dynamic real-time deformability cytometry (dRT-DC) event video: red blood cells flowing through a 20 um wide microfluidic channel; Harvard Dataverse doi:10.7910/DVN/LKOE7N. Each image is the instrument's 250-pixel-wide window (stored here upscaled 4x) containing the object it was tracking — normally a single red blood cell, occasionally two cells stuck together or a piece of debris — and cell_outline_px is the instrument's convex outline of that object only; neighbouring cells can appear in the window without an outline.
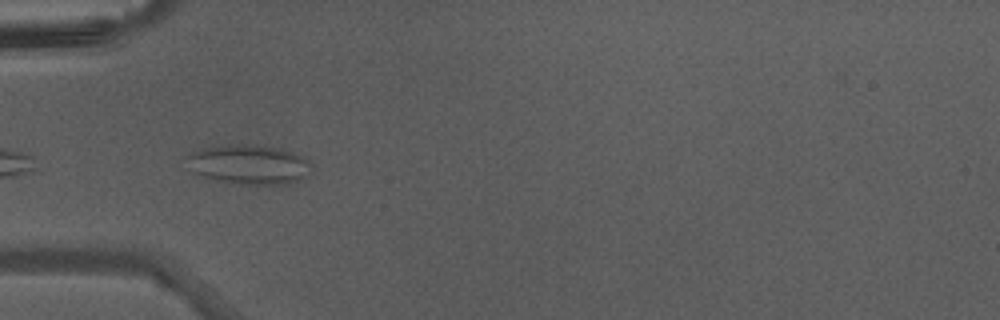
{"species": "Egyptian fruit bat (a non-hibernating species)", "species_latin": "Rousettus aegyptiacus", "temperature_condition": "warm", "stored_images_in_passage": 19, "camera_frame_rate_fps": 3000, "um_per_image_px": 0.085, "animal": {"sex": "male"}, "frame": {"image": 1, "passage_image": 1, "time_ms": 0.0, "image_size_px": [1000, 320], "cell_outline_px": [[308, 164], [304, 176], [300, 180], [292, 184], [240, 184], [216, 180], [192, 172], [184, 156], [192, 152], [204, 148], [228, 144], [252, 144], [292, 152], [304, 156], [308, 160]], "centroid_in_image_um": [21.09, 13.98], "position_along_channel_um": 63.9, "area_um2": 28.38}}